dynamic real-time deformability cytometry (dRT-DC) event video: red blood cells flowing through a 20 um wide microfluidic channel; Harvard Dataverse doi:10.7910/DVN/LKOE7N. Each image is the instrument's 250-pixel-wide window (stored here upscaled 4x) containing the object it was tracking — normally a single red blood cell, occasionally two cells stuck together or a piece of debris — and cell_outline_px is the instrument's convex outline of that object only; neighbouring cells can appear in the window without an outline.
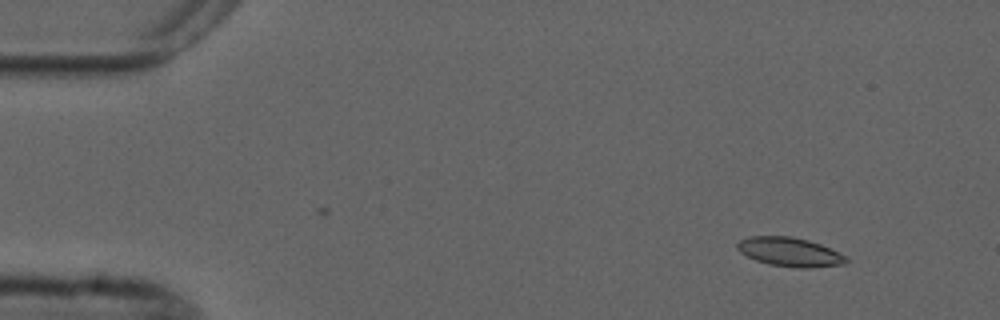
{"species": "common noctule bat (a hibernating species)", "species_latin": "Nyctalus noctula", "temperature_condition": "cold", "stored_images_in_passage": 4, "camera_frame_rate_fps": 3000, "um_per_image_px": 0.085, "animal": {"sex": "male", "forearm_length_mm": 52.5}, "frame": {"image": 1, "passage_image": 1, "time_ms": 0.0, "image_size_px": [1000, 320], "cell_outline_px": [[848, 260], [844, 264], [812, 268], [796, 268], [768, 264], [756, 260], [740, 252], [736, 248], [736, 244], [740, 240], [748, 236], [792, 236], [808, 240], [820, 244], [844, 256]], "centroid_in_image_um": [67.08, 21.42], "position_along_channel_um": 17.9, "area_um2": 18.32}}
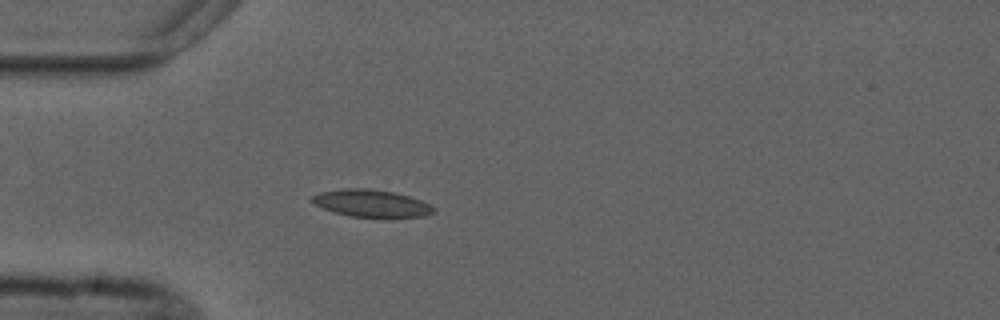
{"frame": {"image": 2, "passage_image": 4, "time_ms": 3.333, "image_size_px": [1000, 320], "cell_outline_px": [[436, 212], [424, 216], [392, 220], [380, 220], [352, 216], [332, 212], [316, 204], [312, 200], [312, 196], [320, 192], [344, 188], [368, 188], [396, 192], [420, 200], [436, 208]], "centroid_in_image_um": [31.66, 17.33], "position_along_channel_um": 53.3, "area_um2": 20.17}}